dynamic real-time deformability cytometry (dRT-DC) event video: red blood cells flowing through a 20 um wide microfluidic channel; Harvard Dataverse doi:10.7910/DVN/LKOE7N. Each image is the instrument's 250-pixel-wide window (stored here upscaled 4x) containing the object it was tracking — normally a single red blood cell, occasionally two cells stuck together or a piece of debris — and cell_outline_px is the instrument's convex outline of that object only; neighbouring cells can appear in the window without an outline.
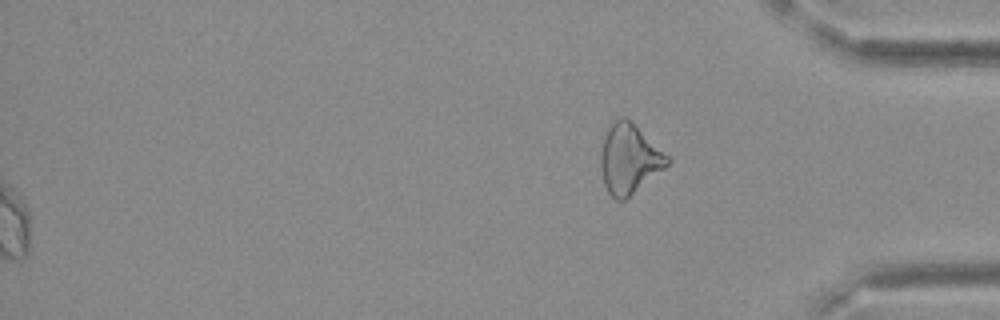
{"species": "Egyptian fruit bat (a non-hibernating species)", "species_latin": "Rousettus aegyptiacus", "temperature_condition": "cold", "stored_images_in_passage": 41, "segment_of_instrument_passage": [2, 2], "camera_frame_rate_fps": 3000, "um_per_image_px": 0.085, "frame": {"image": 1, "passage_image": 41, "time_ms": 13.333, "image_size_px": [1000, 320], "cell_outline_px": [[672, 160], [664, 168], [624, 200], [616, 200], [608, 192], [604, 184], [600, 164], [600, 156], [604, 140], [608, 128], [620, 116], [624, 116], [672, 156]], "centroid_in_image_um": [53.52, 13.5], "position_along_channel_um": 381.7, "area_um2": 26.76}}